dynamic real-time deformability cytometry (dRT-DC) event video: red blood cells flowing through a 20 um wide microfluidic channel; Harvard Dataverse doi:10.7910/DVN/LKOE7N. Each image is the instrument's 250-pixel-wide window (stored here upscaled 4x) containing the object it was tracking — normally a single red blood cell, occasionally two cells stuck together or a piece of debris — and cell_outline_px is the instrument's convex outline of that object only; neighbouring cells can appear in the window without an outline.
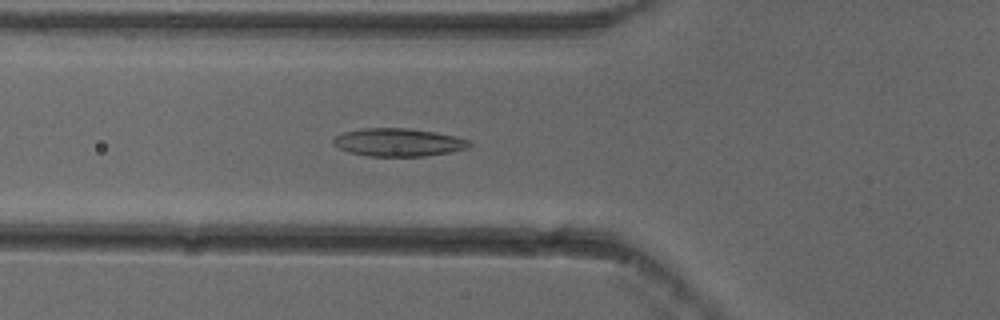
{"species": "common noctule bat (a hibernating species)", "species_latin": "Nyctalus noctula", "temperature_condition": "cold", "stored_images_in_passage": 55, "segment_of_instrument_passage": [1, 2], "camera_frame_rate_fps": 3000, "um_per_image_px": 0.085, "animal": {"sex": "female"}, "frame": {"image": 1, "passage_image": 20, "time_ms": 6.333, "image_size_px": [1000, 320], "cell_outline_px": [[472, 144], [468, 148], [448, 152], [424, 156], [368, 156], [348, 152], [332, 144], [332, 140], [336, 136], [344, 132], [364, 128], [408, 128], [456, 136], [468, 140]], "centroid_in_image_um": [33.84, 12.1], "position_along_channel_um": 92.0, "area_um2": 22.02}}
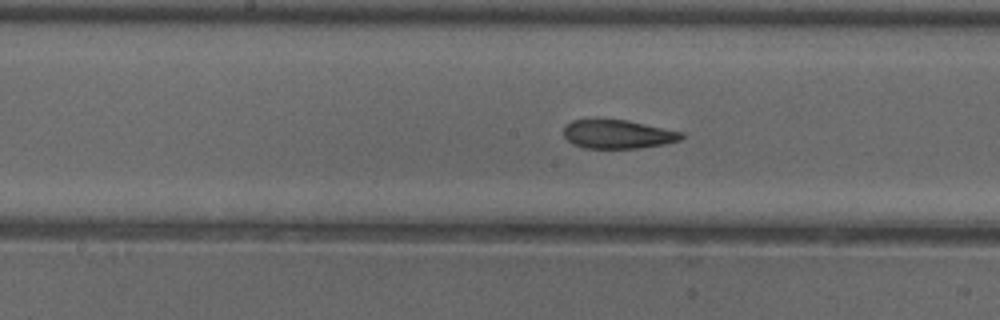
{"frame": {"image": 2, "passage_image": 28, "time_ms": 9.0, "image_size_px": [1000, 320], "cell_outline_px": [[684, 136], [680, 140], [664, 144], [640, 148], [584, 148], [572, 144], [564, 136], [564, 128], [572, 120], [596, 116], [628, 120], [684, 132]], "centroid_in_image_um": [52.48, 11.36], "position_along_channel_um": 195.7, "area_um2": 20.46}}
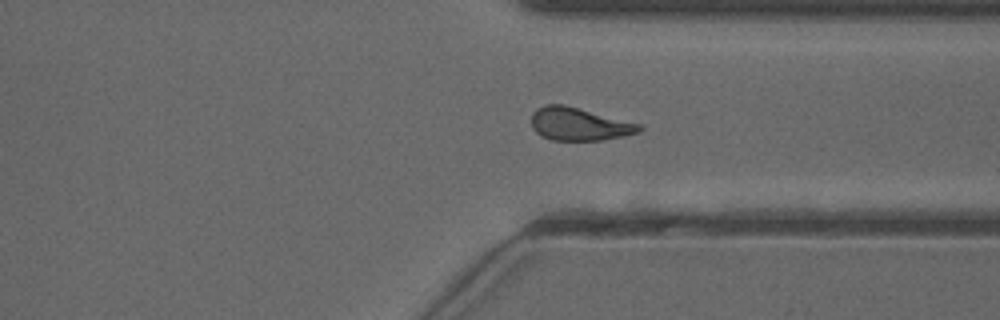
{"frame": {"image": 3, "passage_image": 41, "time_ms": 13.333, "image_size_px": [1000, 320], "cell_outline_px": [[644, 128], [640, 132], [600, 140], [552, 140], [540, 136], [532, 128], [532, 112], [536, 108], [544, 104], [564, 104], [640, 124]], "centroid_in_image_um": [49.18, 10.54], "position_along_channel_um": 362.2, "area_um2": 20.63}}